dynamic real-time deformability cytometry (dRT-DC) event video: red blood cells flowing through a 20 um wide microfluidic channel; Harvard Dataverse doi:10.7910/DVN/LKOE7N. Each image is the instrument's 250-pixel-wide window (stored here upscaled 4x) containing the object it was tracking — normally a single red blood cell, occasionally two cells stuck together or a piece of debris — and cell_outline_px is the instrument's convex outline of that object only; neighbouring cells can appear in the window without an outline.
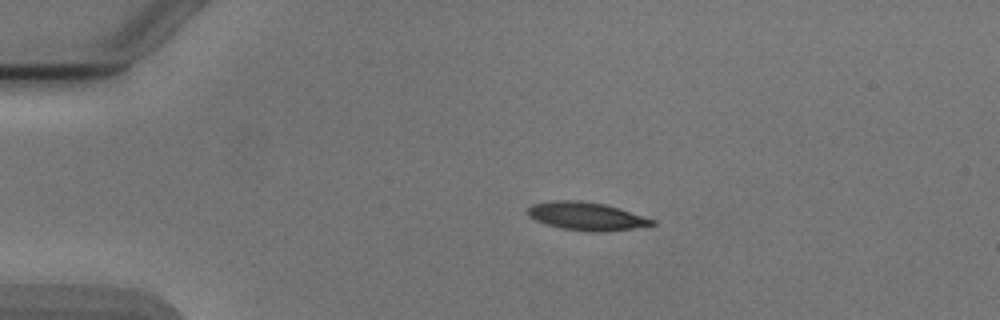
{"species": "Egyptian fruit bat (a non-hibernating species)", "species_latin": "Rousettus aegyptiacus", "temperature_condition": "cold", "stored_images_in_passage": 5, "camera_frame_rate_fps": 3000, "um_per_image_px": 0.085, "animal": {"sex": "male"}, "frame": {"image": 1, "passage_image": 3, "time_ms": 2.333, "image_size_px": [1000, 320], "cell_outline_px": [[656, 224], [632, 228], [604, 232], [592, 232], [564, 228], [548, 224], [536, 220], [528, 216], [528, 208], [532, 204], [556, 200], [580, 200], [604, 204], [620, 208], [656, 220]], "centroid_in_image_um": [49.87, 18.37], "position_along_channel_um": 35.1, "area_um2": 20.17}}